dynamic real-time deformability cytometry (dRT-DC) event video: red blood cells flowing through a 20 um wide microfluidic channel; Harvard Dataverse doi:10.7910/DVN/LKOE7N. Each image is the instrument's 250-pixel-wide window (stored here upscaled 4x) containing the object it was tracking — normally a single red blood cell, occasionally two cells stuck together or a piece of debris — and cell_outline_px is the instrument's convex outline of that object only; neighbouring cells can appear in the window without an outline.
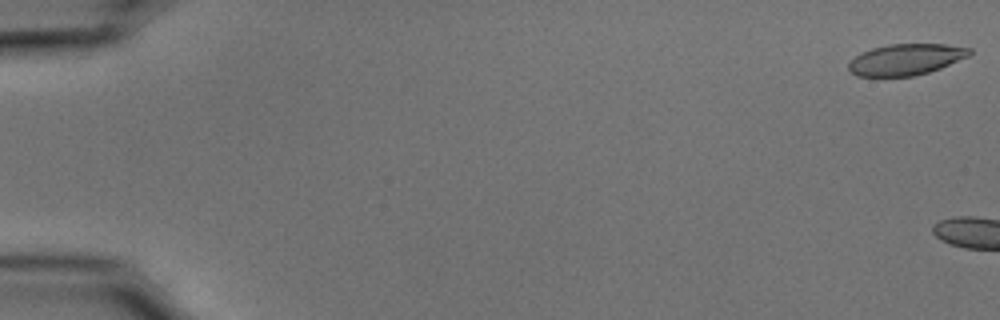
{"species": "common noctule bat (a hibernating species)", "species_latin": "Nyctalus noctula", "temperature_condition": "cold", "stored_images_in_passage": 11, "camera_frame_rate_fps": 3000, "um_per_image_px": 0.085, "animal": {"sex": "male", "body_mass_g": 15.6}, "frame": {"image": 1, "passage_image": 1, "time_ms": 0.0, "image_size_px": [1000, 320], "cell_outline_px": [[972, 52], [968, 56], [940, 68], [928, 72], [912, 76], [856, 76], [848, 68], [848, 60], [860, 52], [872, 48], [888, 44], [944, 44], [972, 48]], "centroid_in_image_um": [76.96, 5.04], "position_along_channel_um": 8.0, "area_um2": 22.02}}